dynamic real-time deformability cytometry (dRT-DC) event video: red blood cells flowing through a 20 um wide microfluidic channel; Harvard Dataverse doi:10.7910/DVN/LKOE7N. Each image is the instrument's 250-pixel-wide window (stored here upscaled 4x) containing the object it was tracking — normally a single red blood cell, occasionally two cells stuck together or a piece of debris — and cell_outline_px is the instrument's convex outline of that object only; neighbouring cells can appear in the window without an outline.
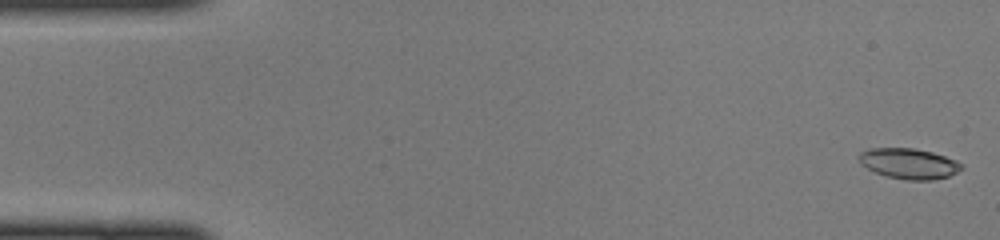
{"species": "common noctule bat (a hibernating species)", "species_latin": "Nyctalus noctula", "temperature_condition": "cold", "stored_images_in_passage": 46, "camera_frame_rate_fps": 3000, "um_per_image_px": 0.085, "animal": {"sex": "female", "body_mass_g": 22.0, "forearm_length_mm": 56.7}, "frame": {"image": 1, "passage_image": 1, "time_ms": 0.0, "image_size_px": [1000, 240], "cell_outline_px": [[964, 168], [948, 176], [932, 180], [908, 180], [884, 176], [860, 164], [860, 152], [868, 148], [916, 148], [932, 152], [956, 160], [964, 164]], "centroid_in_image_um": [77.28, 13.9], "position_along_channel_um": 7.7, "area_um2": 18.26}}
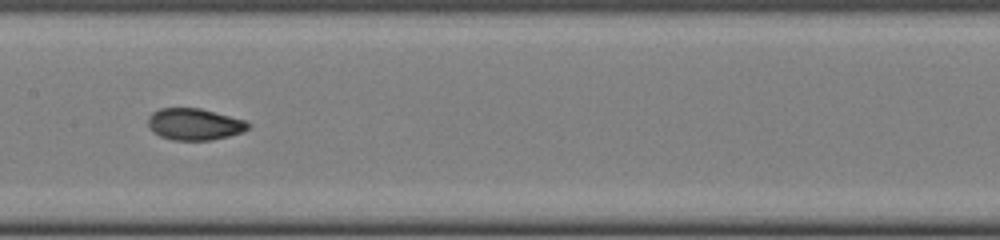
{"frame": {"image": 2, "passage_image": 23, "time_ms": 7.333, "image_size_px": [1000, 240], "cell_outline_px": [[252, 124], [244, 132], [212, 140], [172, 140], [160, 136], [152, 132], [148, 128], [148, 116], [152, 112], [160, 108], [200, 108], [244, 120]], "centroid_in_image_um": [16.5, 10.56], "position_along_channel_um": 190.9, "area_um2": 18.61}}
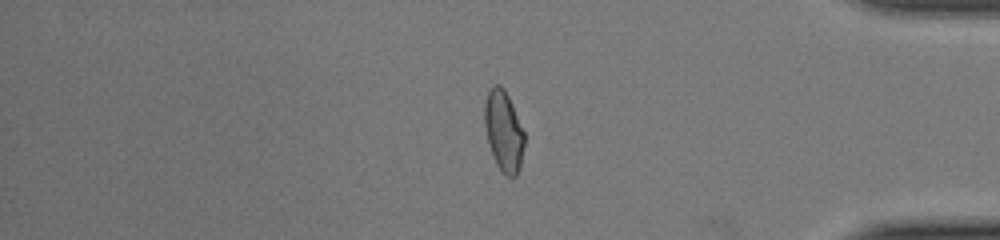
{"frame": {"image": 3, "passage_image": 39, "time_ms": 12.667, "image_size_px": [1000, 240], "cell_outline_px": [[524, 144], [520, 168], [516, 176], [508, 176], [496, 164], [488, 144], [484, 124], [484, 104], [488, 92], [492, 84], [500, 84], [504, 88], [508, 96], [524, 132]], "centroid_in_image_um": [42.79, 11.11], "position_along_channel_um": 392.4, "area_um2": 18.61}}